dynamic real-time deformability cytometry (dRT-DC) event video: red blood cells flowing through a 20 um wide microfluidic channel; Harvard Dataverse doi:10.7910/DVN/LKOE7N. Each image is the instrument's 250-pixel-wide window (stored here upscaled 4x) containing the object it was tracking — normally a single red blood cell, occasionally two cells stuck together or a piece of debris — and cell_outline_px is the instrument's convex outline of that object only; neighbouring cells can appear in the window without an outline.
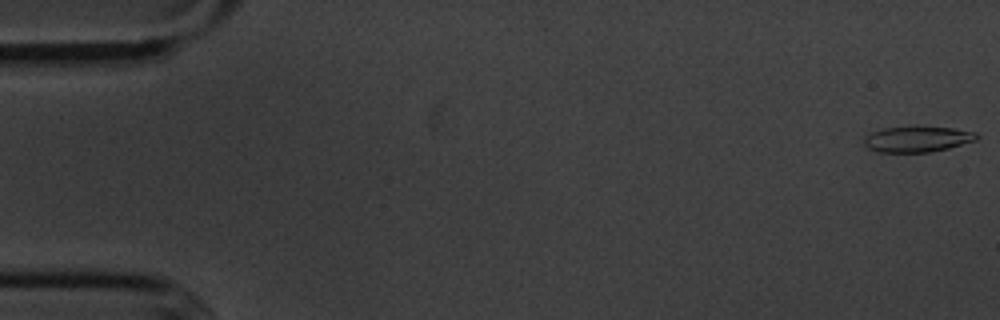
{"species": "common noctule bat (a hibernating species)", "species_latin": "Nyctalus noctula", "temperature_condition": "cold", "stored_images_in_passage": 56, "camera_frame_rate_fps": 3000, "um_per_image_px": 0.085, "animal": {"sex": "male", "body_mass_g": 20.1, "forearm_length_mm": 53.5}, "frame": {"image": 1, "passage_image": 1, "time_ms": 0.0, "image_size_px": [1000, 320], "cell_outline_px": [[980, 136], [976, 140], [948, 148], [928, 152], [880, 152], [868, 148], [864, 144], [864, 136], [872, 132], [884, 128], [952, 128], [976, 132]], "centroid_in_image_um": [77.97, 11.84], "position_along_channel_um": 7.0, "area_um2": 16.42}}
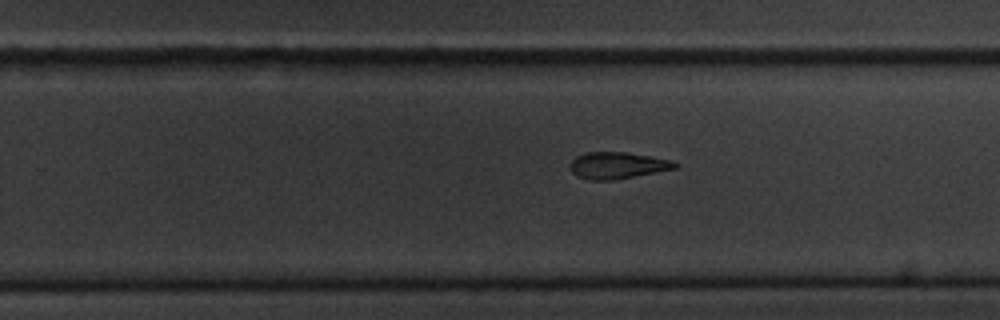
{"frame": {"image": 2, "passage_image": 35, "time_ms": 11.333, "image_size_px": [1000, 320], "cell_outline_px": [[680, 168], [612, 180], [588, 180], [576, 176], [572, 172], [568, 164], [576, 156], [584, 152], [624, 152], [672, 160], [680, 164]], "centroid_in_image_um": [52.48, 14.06], "position_along_channel_um": 277.3, "area_um2": 16.47}}
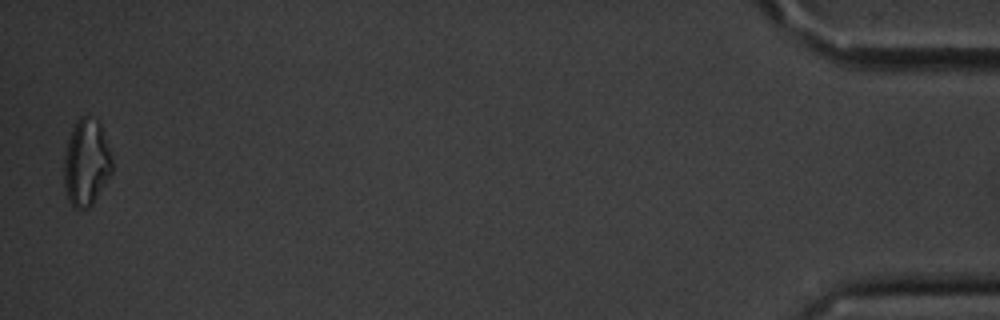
{"frame": {"image": 3, "passage_image": 55, "time_ms": 18.0, "image_size_px": [1000, 320], "cell_outline_px": [[112, 172], [92, 204], [88, 208], [76, 208], [68, 200], [64, 184], [64, 156], [68, 140], [76, 120], [80, 116], [88, 116], [96, 120], [100, 124], [112, 156]], "centroid_in_image_um": [7.33, 13.81], "position_along_channel_um": 427.9, "area_um2": 24.1}, "authors_computed_cell_mechanics": {"area_um2": 17.0799, "velocity_mm_per_s": 3.6019, "shape_relaxation_time_tau1_ms": 9.1048, "shape_relaxation_time_tau2_ms": 4.4663, "deformation_change_tau1": 0.2529, "deformation_change_tau2": 0.1498}}